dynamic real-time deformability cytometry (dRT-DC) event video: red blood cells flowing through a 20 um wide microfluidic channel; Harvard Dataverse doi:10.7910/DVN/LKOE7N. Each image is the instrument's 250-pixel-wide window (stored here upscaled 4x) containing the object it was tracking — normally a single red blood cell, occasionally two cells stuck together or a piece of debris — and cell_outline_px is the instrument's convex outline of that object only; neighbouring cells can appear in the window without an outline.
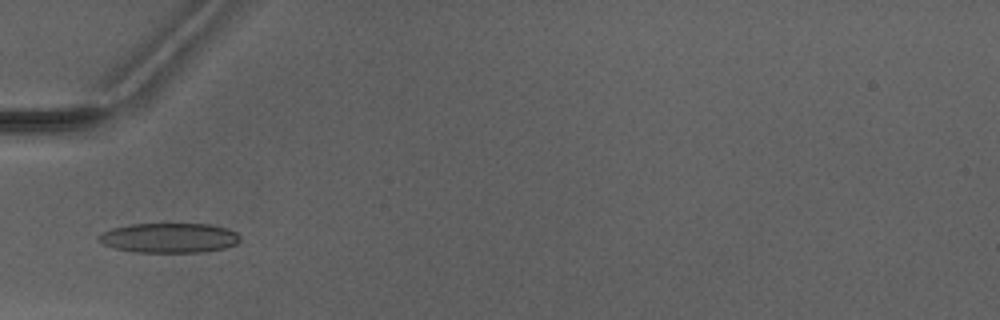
{"species": "Egyptian fruit bat (a non-hibernating species)", "species_latin": "Rousettus aegyptiacus", "temperature_condition": "warm", "stored_images_in_passage": 4, "camera_frame_rate_fps": 3000, "um_per_image_px": 0.085, "animal": {"sex": "male"}, "frame": {"image": 1, "passage_image": 4, "time_ms": 3.667, "image_size_px": [1000, 320], "cell_outline_px": [[240, 240], [236, 244], [224, 248], [204, 252], [136, 252], [112, 248], [96, 240], [96, 236], [112, 228], [132, 224], [208, 224], [228, 228], [236, 232], [240, 236]], "centroid_in_image_um": [14.37, 20.22], "position_along_channel_um": 70.6, "area_um2": 24.62}}